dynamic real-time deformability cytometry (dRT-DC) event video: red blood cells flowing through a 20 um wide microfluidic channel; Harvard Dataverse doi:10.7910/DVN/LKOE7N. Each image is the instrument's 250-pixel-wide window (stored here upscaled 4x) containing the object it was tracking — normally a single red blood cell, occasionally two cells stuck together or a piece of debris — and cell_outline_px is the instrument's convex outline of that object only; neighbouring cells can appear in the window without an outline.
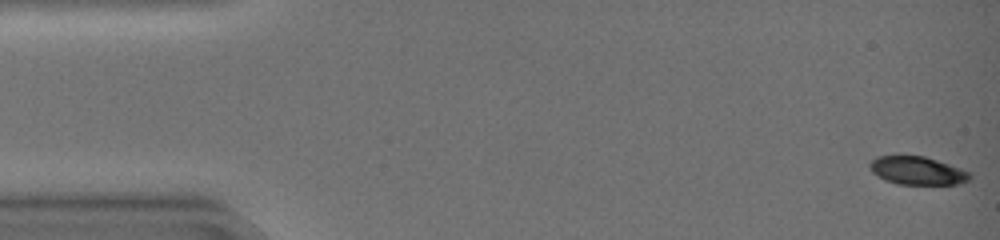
{"species": "common noctule bat (a hibernating species)", "species_latin": "Nyctalus noctula", "temperature_condition": "warm", "stored_images_in_passage": 15, "camera_frame_rate_fps": 3000, "um_per_image_px": 0.085, "animal": {"sex": "female", "body_mass_g": 19.0, "forearm_length_mm": 51.5}, "frame": {"image": 1, "passage_image": 1, "time_ms": 0.0, "image_size_px": [1000, 240], "cell_outline_px": [[972, 176], [968, 180], [960, 184], [896, 184], [884, 180], [872, 172], [868, 164], [876, 156], [924, 156], [960, 168], [968, 172]], "centroid_in_image_um": [77.94, 14.51], "position_along_channel_um": 7.1, "area_um2": 16.3}}
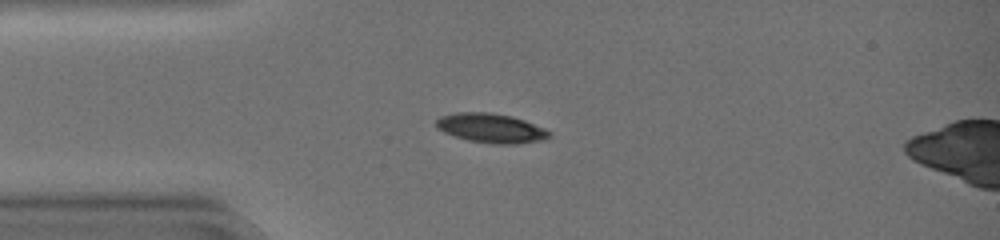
{"frame": {"image": 2, "passage_image": 12, "time_ms": 3.667, "image_size_px": [1000, 240], "cell_outline_px": [[552, 136], [548, 140], [516, 144], [492, 144], [468, 140], [452, 136], [436, 128], [436, 120], [440, 116], [456, 112], [488, 112], [512, 116], [524, 120], [544, 128], [552, 132]], "centroid_in_image_um": [41.77, 10.9], "position_along_channel_um": 43.2, "area_um2": 19.71}}